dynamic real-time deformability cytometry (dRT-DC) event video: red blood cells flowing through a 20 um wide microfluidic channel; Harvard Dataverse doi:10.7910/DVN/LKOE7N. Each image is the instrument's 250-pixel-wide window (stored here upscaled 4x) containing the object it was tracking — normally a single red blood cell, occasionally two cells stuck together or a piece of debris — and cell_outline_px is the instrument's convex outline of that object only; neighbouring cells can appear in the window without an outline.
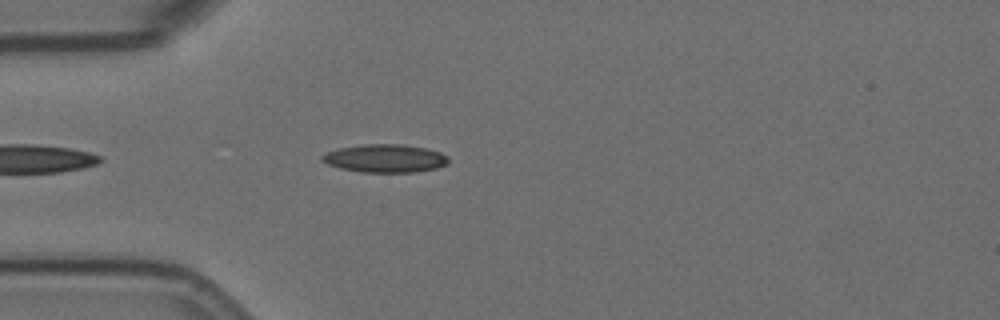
{"species": "Egyptian fruit bat (a non-hibernating species)", "species_latin": "Rousettus aegyptiacus", "temperature_condition": "room temperature", "stored_images_in_passage": 36, "camera_frame_rate_fps": 3000, "um_per_image_px": 0.085, "animal": {"sex": "female"}, "frame": {"image": 1, "passage_image": 1, "time_ms": 0.0, "image_size_px": [1000, 320], "cell_outline_px": [[448, 164], [436, 168], [416, 172], [360, 172], [340, 168], [328, 164], [320, 160], [320, 156], [328, 152], [340, 148], [364, 144], [400, 144], [428, 148], [440, 152], [448, 156]], "centroid_in_image_um": [32.75, 13.46], "position_along_channel_um": 52.3, "area_um2": 20.75}}
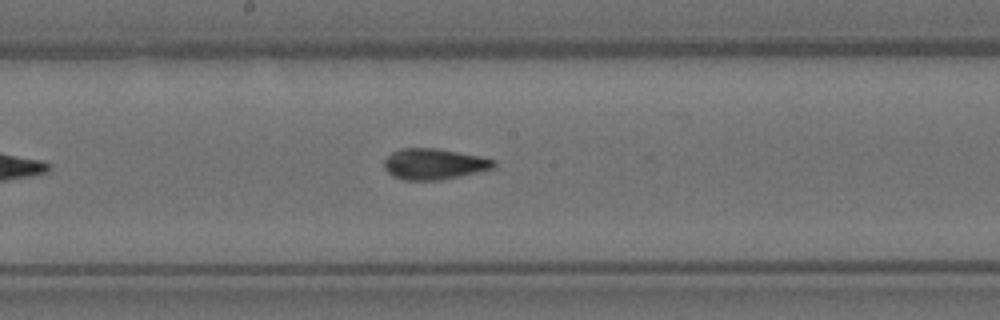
{"frame": {"image": 2, "passage_image": 15, "time_ms": 4.667, "image_size_px": [1000, 320], "cell_outline_px": [[496, 164], [492, 168], [460, 176], [440, 180], [404, 180], [392, 176], [384, 168], [384, 160], [392, 152], [400, 148], [436, 148], [480, 156], [496, 160]], "centroid_in_image_um": [36.87, 13.94], "position_along_channel_um": 211.3, "area_um2": 19.71}}
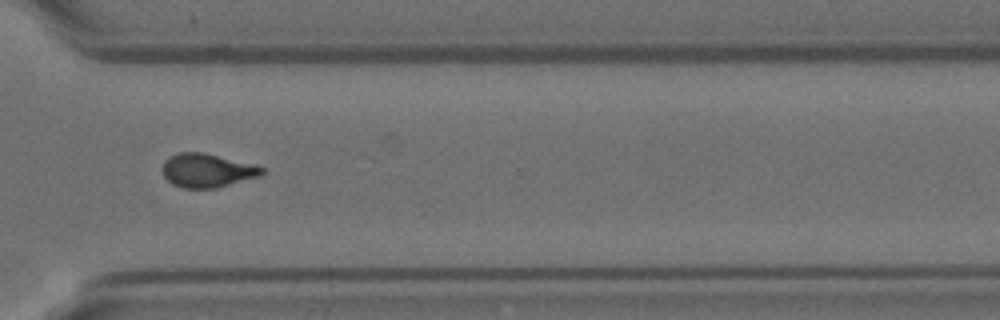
{"frame": {"image": 3, "passage_image": 27, "time_ms": 8.667, "image_size_px": [1000, 320], "cell_outline_px": [[264, 172], [260, 176], [216, 188], [184, 188], [172, 184], [164, 176], [160, 168], [164, 160], [180, 152], [204, 152], [256, 164], [264, 168]], "centroid_in_image_um": [17.61, 14.48], "position_along_channel_um": 353.0, "area_um2": 19.77}, "authors_computed_cell_mechanics": {"area_um2": 19.7098, "velocity_mm_per_s": 3.5559, "shape_relaxation_time_tau1_ms": 6.008, "shape_relaxation_time_tau2_ms": 1.686, "deformation_change_tau1": 0.194, "deformation_change_tau2": 0.0847}}